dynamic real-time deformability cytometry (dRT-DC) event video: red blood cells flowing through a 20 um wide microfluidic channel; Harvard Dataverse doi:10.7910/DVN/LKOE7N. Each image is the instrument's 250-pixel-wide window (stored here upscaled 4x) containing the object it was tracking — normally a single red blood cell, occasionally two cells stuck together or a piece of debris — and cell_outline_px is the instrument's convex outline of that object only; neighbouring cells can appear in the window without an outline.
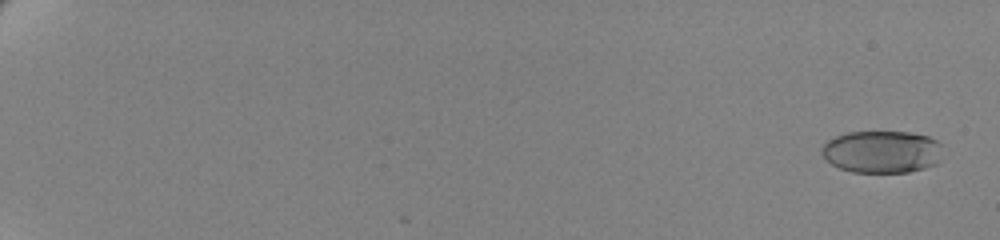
{"species": "human", "species_latin": "Homo sapiens", "temperature_condition": "cold", "stored_images_in_passage": 63, "camera_frame_rate_fps": 3000, "um_per_image_px": 0.085, "donor": {"sex": "female"}, "frame": {"image": 1, "passage_image": 3, "time_ms": 0.667, "image_size_px": [1000, 240], "cell_outline_px": [[940, 160], [936, 164], [924, 168], [908, 172], [852, 172], [840, 168], [832, 164], [820, 152], [824, 144], [828, 140], [836, 136], [848, 132], [908, 132], [928, 136], [936, 140], [940, 144]], "centroid_in_image_um": [74.96, 12.9], "position_along_channel_um": 10.0, "area_um2": 29.71}}
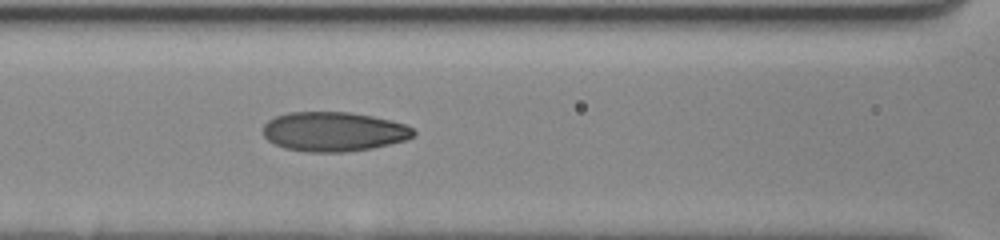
{"frame": {"image": 2, "passage_image": 33, "time_ms": 10.667, "image_size_px": [1000, 240], "cell_outline_px": [[416, 136], [404, 140], [372, 148], [344, 152], [308, 152], [284, 148], [268, 140], [264, 136], [264, 124], [268, 120], [276, 116], [288, 112], [348, 112], [372, 116], [392, 120], [404, 124], [412, 128], [416, 132]], "centroid_in_image_um": [28.37, 11.18], "position_along_channel_um": 138.2, "area_um2": 34.56}}
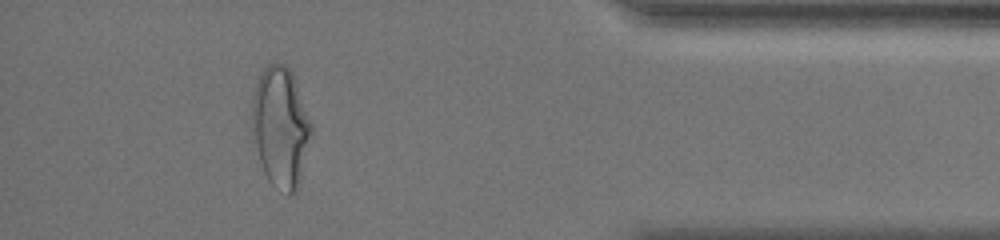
{"frame": {"image": 3, "passage_image": 59, "time_ms": 19.333, "image_size_px": [1000, 240], "cell_outline_px": [[312, 132], [300, 180], [296, 192], [288, 196], [272, 184], [268, 180], [264, 172], [260, 160], [252, 132], [252, 96], [260, 72], [268, 64], [284, 64], [292, 72], [312, 124]], "centroid_in_image_um": [23.85, 10.81], "position_along_channel_um": 411.4, "area_um2": 41.38}, "authors_computed_cell_mechanics": {"area_um2": 33.1772, "velocity_mm_per_s": 3.4644, "shape_relaxation_time_tau1_ms": 4.7596, "shape_relaxation_time_tau2_ms": 1.5557, "deformation_change_tau1": 0.1686, "deformation_change_tau2": 0.068}}